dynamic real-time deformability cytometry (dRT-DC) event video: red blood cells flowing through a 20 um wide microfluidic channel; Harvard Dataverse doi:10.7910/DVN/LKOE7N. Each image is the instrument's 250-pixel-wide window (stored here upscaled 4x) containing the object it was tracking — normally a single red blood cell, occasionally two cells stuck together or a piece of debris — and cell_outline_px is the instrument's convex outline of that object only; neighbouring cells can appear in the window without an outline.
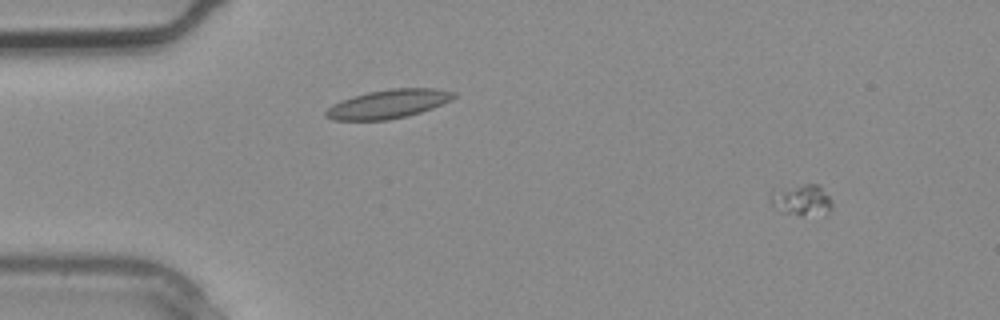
{"species": "common noctule bat (a hibernating species)", "species_latin": "Nyctalus noctula", "temperature_condition": "warm", "stored_images_in_passage": 2, "camera_frame_rate_fps": 3000, "um_per_image_px": 0.085, "animal": {"sex": "male", "body_mass_g": 20.4}, "frame": {"image": 1, "passage_image": 2, "time_ms": 0.333, "image_size_px": [1000, 320], "cell_outline_px": [[832, 208], [824, 216], [800, 216], [784, 212], [772, 204], [768, 196], [772, 192], [804, 184], [820, 184], [832, 200]], "centroid_in_image_um": [68.23, 17.04], "position_along_channel_um": 16.8, "area_um2": 11.27}}